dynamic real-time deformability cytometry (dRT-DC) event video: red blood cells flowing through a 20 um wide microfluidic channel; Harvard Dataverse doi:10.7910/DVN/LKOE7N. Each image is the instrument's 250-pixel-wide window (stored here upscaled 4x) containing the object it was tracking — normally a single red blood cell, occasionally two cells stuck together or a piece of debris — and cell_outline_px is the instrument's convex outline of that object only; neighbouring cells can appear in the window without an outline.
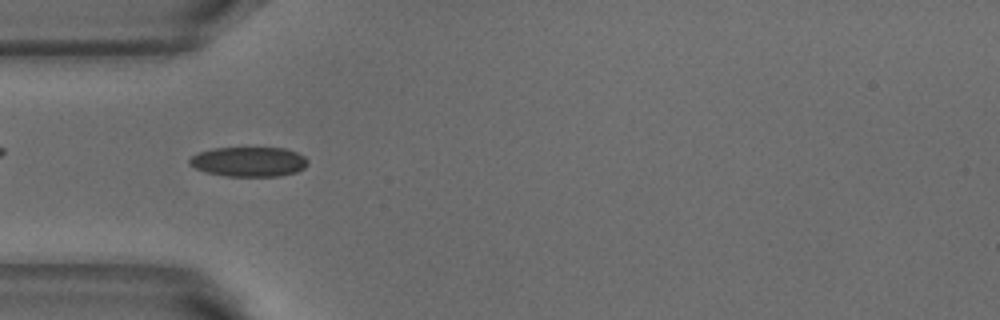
{"species": "common noctule bat (a hibernating species)", "species_latin": "Nyctalus noctula", "temperature_condition": "warm", "stored_images_in_passage": 24, "camera_frame_rate_fps": 3000, "um_per_image_px": 0.085, "animal": {"sex": "male", "body_mass_g": 18.8}, "frame": {"image": 1, "passage_image": 7, "time_ms": 2.0, "image_size_px": [1000, 320], "cell_outline_px": [[308, 164], [304, 168], [296, 172], [280, 176], [224, 176], [204, 172], [188, 164], [188, 160], [192, 156], [200, 152], [212, 148], [284, 148], [296, 152], [304, 156], [308, 160]], "centroid_in_image_um": [21.14, 13.75], "position_along_channel_um": 63.9, "area_um2": 20.58}}
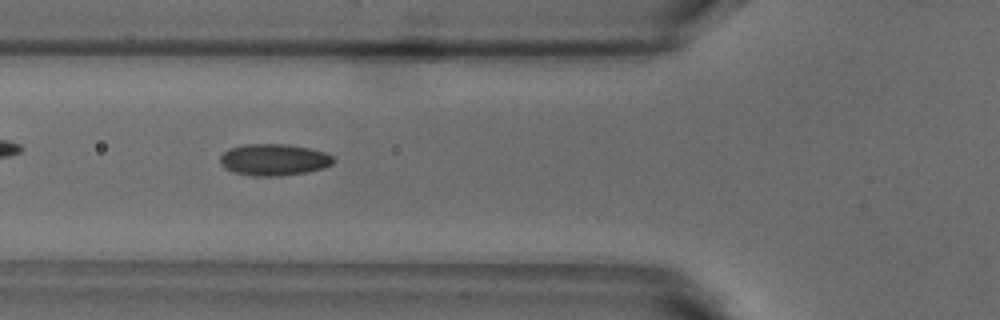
{"frame": {"image": 2, "passage_image": 10, "time_ms": 3.0, "image_size_px": [1000, 320], "cell_outline_px": [[332, 164], [324, 168], [304, 172], [280, 176], [252, 176], [236, 172], [224, 168], [220, 164], [220, 156], [224, 152], [232, 148], [244, 144], [284, 144], [308, 148], [324, 152], [332, 156]], "centroid_in_image_um": [23.25, 13.58], "position_along_channel_um": 102.5, "area_um2": 20.63}}